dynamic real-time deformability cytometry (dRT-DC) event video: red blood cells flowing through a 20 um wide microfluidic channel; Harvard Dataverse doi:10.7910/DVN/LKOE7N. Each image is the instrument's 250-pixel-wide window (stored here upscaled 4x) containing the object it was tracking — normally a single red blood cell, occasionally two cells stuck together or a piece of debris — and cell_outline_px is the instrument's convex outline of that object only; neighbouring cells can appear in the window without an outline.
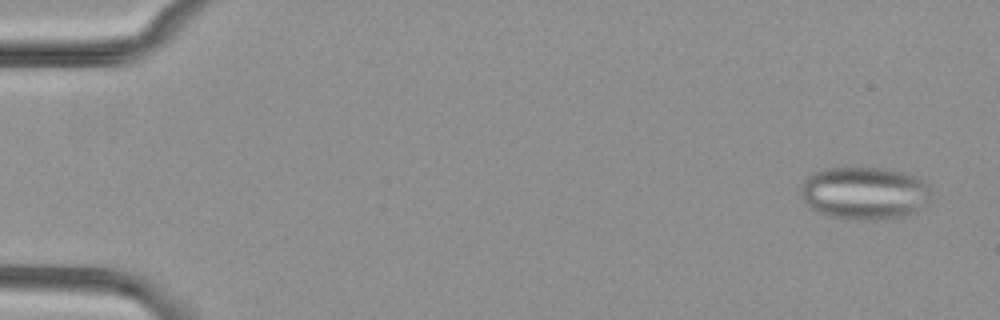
{"species": "common noctule bat (a hibernating species)", "species_latin": "Nyctalus noctula", "temperature_condition": "cold", "stored_images_in_passage": 54, "segment_of_instrument_passage": [1, 2], "camera_frame_rate_fps": 3000, "um_per_image_px": 0.085, "animal": {"sex": "female", "body_mass_g": 29.2, "forearm_length_mm": 56.3}, "frame": {"image": 1, "passage_image": 3, "time_ms": 0.667, "image_size_px": [1000, 320], "cell_outline_px": [[928, 200], [916, 212], [908, 216], [876, 220], [856, 220], [832, 216], [816, 212], [800, 196], [800, 188], [804, 180], [808, 176], [824, 168], [884, 168], [904, 172], [924, 180], [928, 188]], "centroid_in_image_um": [73.46, 16.42], "position_along_channel_um": 11.5, "area_um2": 40.06}}